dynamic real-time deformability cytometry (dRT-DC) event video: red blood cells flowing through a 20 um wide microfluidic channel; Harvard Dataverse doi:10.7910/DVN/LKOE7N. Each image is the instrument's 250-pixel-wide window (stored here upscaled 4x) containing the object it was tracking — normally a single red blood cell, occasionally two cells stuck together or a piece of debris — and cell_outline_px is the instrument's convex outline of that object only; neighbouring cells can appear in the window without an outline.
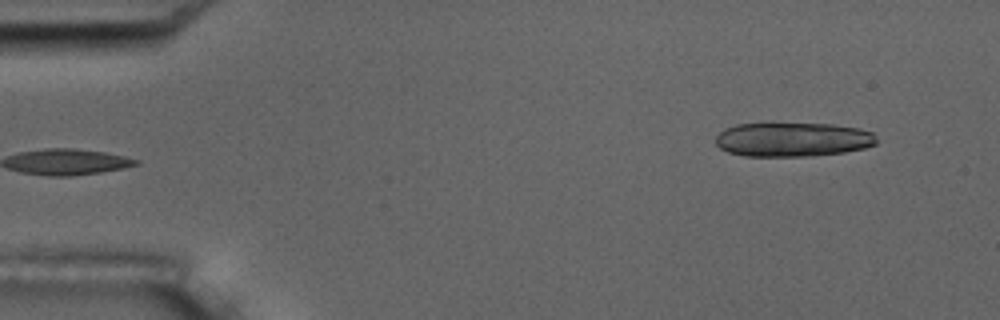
{"species": "common noctule bat (a hibernating species)", "species_latin": "Nyctalus noctula", "temperature_condition": "room temperature", "stored_images_in_passage": 5, "camera_frame_rate_fps": 3000, "um_per_image_px": 0.085, "animal": {"sex": "male", "body_mass_g": 17.5, "forearm_length_mm": 52.3}, "frame": {"image": 1, "passage_image": 5, "time_ms": 4.667, "image_size_px": [1000, 320], "cell_outline_px": [[876, 144], [864, 148], [844, 152], [808, 156], [744, 156], [728, 152], [720, 148], [716, 144], [716, 136], [724, 128], [736, 124], [832, 124], [860, 128], [872, 132], [876, 136]], "centroid_in_image_um": [67.38, 11.86], "position_along_channel_um": 17.6, "area_um2": 32.02}}